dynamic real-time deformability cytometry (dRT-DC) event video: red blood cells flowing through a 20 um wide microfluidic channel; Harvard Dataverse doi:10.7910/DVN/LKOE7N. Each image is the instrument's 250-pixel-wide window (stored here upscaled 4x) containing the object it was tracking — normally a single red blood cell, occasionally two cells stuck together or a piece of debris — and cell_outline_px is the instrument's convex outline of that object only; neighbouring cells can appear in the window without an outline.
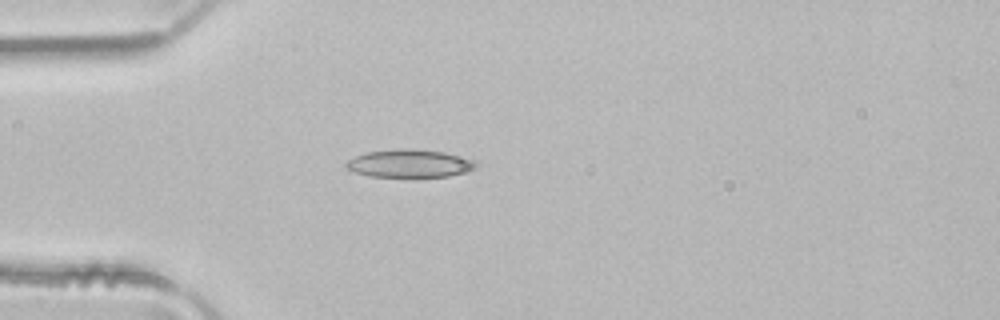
{"species": "common noctule bat (a hibernating species)", "species_latin": "Nyctalus noctula", "temperature_condition": "room temperature", "stored_images_in_passage": 1, "camera_frame_rate_fps": 3000, "um_per_image_px": 0.085, "animal": {"sex": "male", "body_mass_g": 21.5, "forearm_length_mm": 52.0}, "frame": {"image": 1, "passage_image": 1, "time_ms": 0.0, "image_size_px": [1000, 320], "cell_outline_px": [[476, 168], [464, 172], [448, 176], [416, 180], [372, 176], [356, 172], [344, 168], [344, 164], [348, 160], [356, 156], [368, 152], [396, 148], [408, 148], [444, 152], [468, 156], [476, 160]], "centroid_in_image_um": [34.86, 13.93], "position_along_channel_um": 50.1, "area_um2": 22.25}}